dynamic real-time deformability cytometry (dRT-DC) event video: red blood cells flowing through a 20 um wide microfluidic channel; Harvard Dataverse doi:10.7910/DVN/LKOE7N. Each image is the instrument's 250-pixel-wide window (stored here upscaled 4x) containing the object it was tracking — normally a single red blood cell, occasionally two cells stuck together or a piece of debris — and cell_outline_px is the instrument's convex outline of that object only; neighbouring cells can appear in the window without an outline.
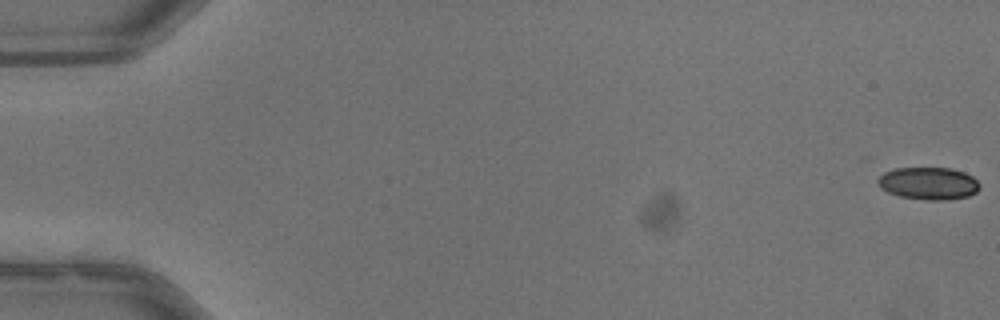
{"species": "common noctule bat (a hibernating species)", "species_latin": "Nyctalus noctula", "temperature_condition": "warm", "stored_images_in_passage": 17, "camera_frame_rate_fps": 3000, "um_per_image_px": 0.085, "animal": {"sex": "male", "body_mass_g": 13.3}, "frame": {"image": 1, "passage_image": 1, "time_ms": 0.0, "image_size_px": [1000, 320], "cell_outline_px": [[980, 188], [976, 192], [968, 196], [944, 200], [924, 200], [900, 196], [888, 192], [880, 188], [876, 184], [876, 180], [884, 172], [896, 168], [952, 168], [964, 172], [972, 176], [980, 184]], "centroid_in_image_um": [78.91, 15.58], "position_along_channel_um": 6.1, "area_um2": 19.36}}
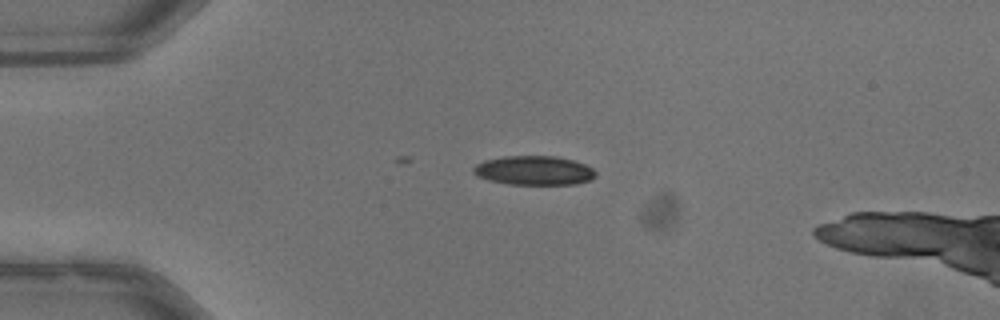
{"frame": {"image": 2, "passage_image": 14, "time_ms": 4.333, "image_size_px": [1000, 320], "cell_outline_px": [[596, 176], [592, 180], [576, 184], [508, 184], [488, 180], [476, 176], [472, 172], [472, 168], [476, 164], [484, 160], [504, 156], [556, 156], [572, 160], [584, 164], [592, 168], [596, 172]], "centroid_in_image_um": [45.37, 14.49], "position_along_channel_um": 39.6, "area_um2": 20.92}}